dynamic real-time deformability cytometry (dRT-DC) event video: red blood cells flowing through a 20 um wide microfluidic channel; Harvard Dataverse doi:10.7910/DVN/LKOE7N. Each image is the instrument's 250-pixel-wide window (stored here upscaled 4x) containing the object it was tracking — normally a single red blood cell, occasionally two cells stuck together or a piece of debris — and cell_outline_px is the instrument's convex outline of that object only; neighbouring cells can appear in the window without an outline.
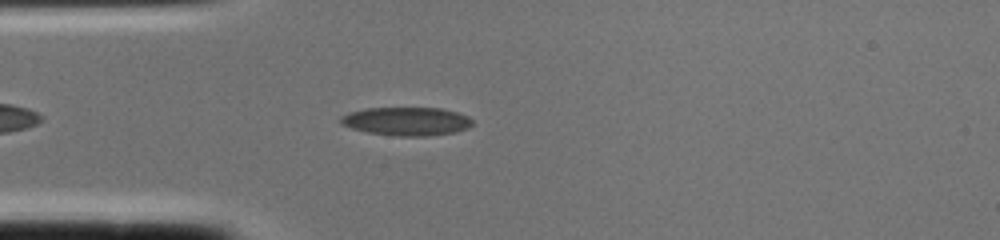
{"species": "common noctule bat (a hibernating species)", "species_latin": "Nyctalus noctula", "temperature_condition": "cold", "stored_images_in_passage": 1, "camera_frame_rate_fps": 3000, "um_per_image_px": 0.085, "animal": {"sex": "female", "body_mass_g": 22.0, "forearm_length_mm": 56.7}, "frame": {"image": 1, "passage_image": 1, "time_ms": 0.0, "image_size_px": [1000, 240], "cell_outline_px": [[472, 124], [468, 128], [456, 132], [428, 136], [400, 136], [368, 132], [352, 128], [340, 124], [340, 116], [348, 112], [364, 108], [440, 108], [456, 112], [468, 116], [472, 120]], "centroid_in_image_um": [34.54, 10.31], "position_along_channel_um": 50.5, "area_um2": 21.85}}